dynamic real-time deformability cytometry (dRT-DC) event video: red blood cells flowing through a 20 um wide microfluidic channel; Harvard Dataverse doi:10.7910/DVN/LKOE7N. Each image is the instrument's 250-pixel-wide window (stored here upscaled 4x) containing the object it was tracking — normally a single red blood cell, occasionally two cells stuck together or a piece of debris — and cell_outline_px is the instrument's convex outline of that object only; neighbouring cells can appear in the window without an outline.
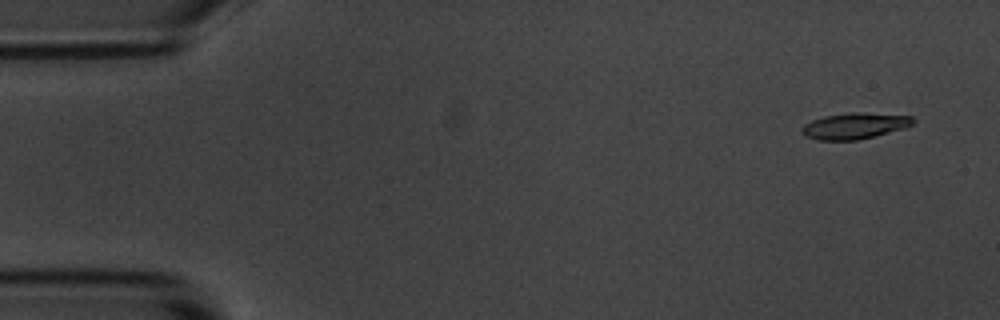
{"species": "common noctule bat (a hibernating species)", "species_latin": "Nyctalus noctula", "temperature_condition": "room temperature", "stored_images_in_passage": 4, "camera_frame_rate_fps": 3000, "um_per_image_px": 0.085, "animal": {"sex": "male", "body_mass_g": 20.1, "forearm_length_mm": 53.5}, "frame": {"image": 1, "passage_image": 1, "time_ms": 0.0, "image_size_px": [1000, 320], "cell_outline_px": [[916, 120], [912, 124], [904, 128], [876, 136], [856, 140], [816, 140], [804, 136], [800, 132], [800, 128], [804, 124], [812, 120], [824, 116], [852, 112], [860, 112], [912, 116]], "centroid_in_image_um": [72.61, 10.7], "position_along_channel_um": 12.4, "area_um2": 17.05}}
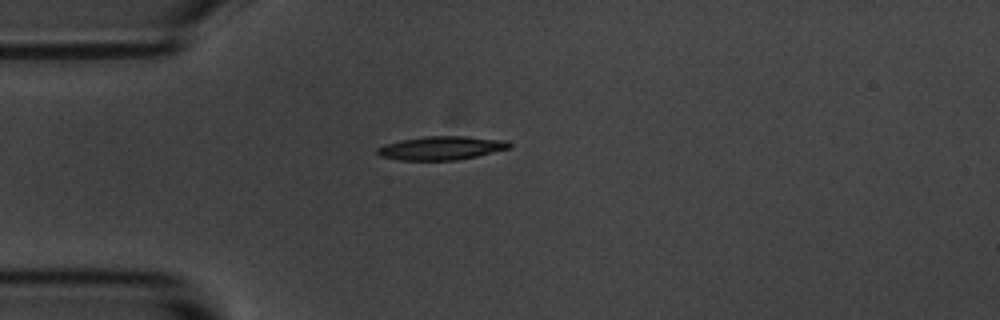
{"frame": {"image": 2, "passage_image": 4, "time_ms": 3.667, "image_size_px": [1000, 320], "cell_outline_px": [[512, 148], [476, 156], [456, 160], [400, 160], [380, 156], [376, 152], [376, 148], [388, 144], [404, 140], [428, 136], [464, 136], [508, 140], [512, 144]], "centroid_in_image_um": [37.58, 12.58], "position_along_channel_um": 47.4, "area_um2": 18.03}}